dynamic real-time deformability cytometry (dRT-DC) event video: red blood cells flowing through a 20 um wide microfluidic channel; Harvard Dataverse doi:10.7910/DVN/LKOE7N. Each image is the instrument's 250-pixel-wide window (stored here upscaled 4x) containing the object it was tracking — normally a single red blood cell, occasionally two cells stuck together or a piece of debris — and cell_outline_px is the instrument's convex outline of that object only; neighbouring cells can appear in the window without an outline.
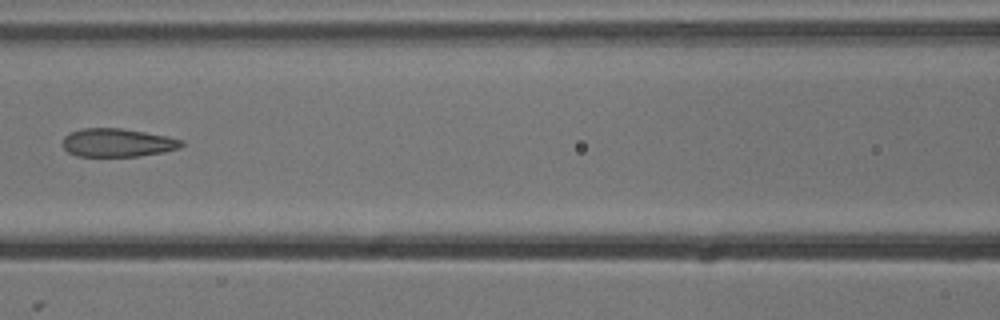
{"species": "common noctule bat (a hibernating species)", "species_latin": "Nyctalus noctula", "temperature_condition": "cold", "stored_images_in_passage": 7, "camera_frame_rate_fps": 3000, "um_per_image_px": 0.085, "animal": {"sex": "male", "body_mass_g": 13.3}, "frame": {"image": 1, "passage_image": 6, "time_ms": 1.667, "image_size_px": [1000, 320], "cell_outline_px": [[184, 144], [180, 148], [164, 152], [140, 156], [76, 156], [68, 152], [64, 148], [64, 136], [80, 128], [120, 128], [168, 136], [184, 140]], "centroid_in_image_um": [10.02, 12.13], "position_along_channel_um": 156.6, "area_um2": 19.65}}
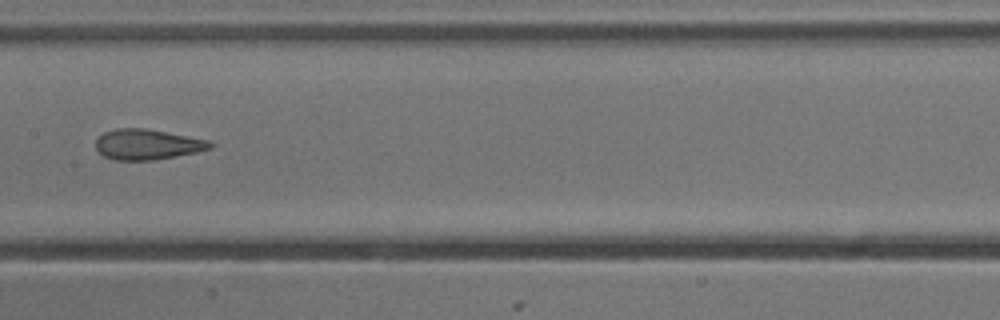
{"frame": {"image": 2, "passage_image": 7, "time_ms": 2.0, "image_size_px": [1000, 320], "cell_outline_px": [[212, 148], [196, 152], [176, 156], [152, 160], [116, 160], [104, 156], [96, 148], [96, 140], [104, 132], [116, 128], [144, 128], [208, 140], [212, 144]], "centroid_in_image_um": [12.5, 12.27], "position_along_channel_um": 194.9, "area_um2": 20.0}}